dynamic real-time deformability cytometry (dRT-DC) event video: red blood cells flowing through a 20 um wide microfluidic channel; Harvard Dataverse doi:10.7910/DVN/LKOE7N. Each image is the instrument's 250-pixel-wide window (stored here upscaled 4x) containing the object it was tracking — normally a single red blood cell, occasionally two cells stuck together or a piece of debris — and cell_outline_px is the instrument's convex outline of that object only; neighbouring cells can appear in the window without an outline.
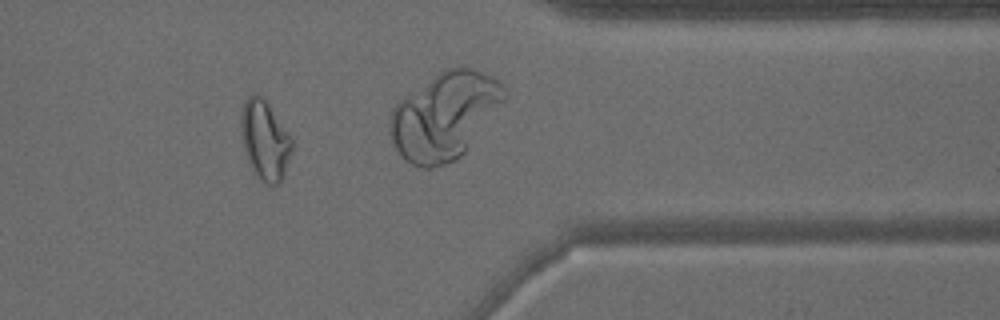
{"species": "common noctule bat (a hibernating species)", "species_latin": "Nyctalus noctula", "temperature_condition": "warm", "stored_images_in_passage": 34, "camera_frame_rate_fps": 3000, "um_per_image_px": 0.085, "animal": {"sex": "male", "body_mass_g": 15.6}, "frame": {"image": 1, "passage_image": 25, "time_ms": 8.0, "image_size_px": [1000, 320], "cell_outline_px": [[292, 152], [284, 176], [276, 184], [264, 184], [256, 176], [248, 160], [244, 148], [240, 128], [240, 116], [244, 100], [252, 92], [256, 92], [268, 104], [292, 136]], "centroid_in_image_um": [22.51, 11.89], "position_along_channel_um": 388.9, "area_um2": 23.76}}